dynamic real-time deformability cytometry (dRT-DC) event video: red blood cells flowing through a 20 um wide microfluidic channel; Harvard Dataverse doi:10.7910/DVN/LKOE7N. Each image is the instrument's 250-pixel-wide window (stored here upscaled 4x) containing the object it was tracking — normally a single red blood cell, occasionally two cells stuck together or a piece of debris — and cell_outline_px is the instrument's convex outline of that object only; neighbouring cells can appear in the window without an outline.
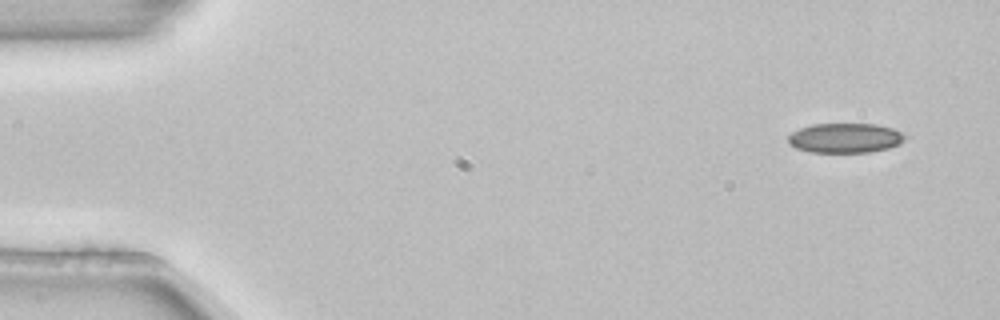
{"species": "common noctule bat (a hibernating species)", "species_latin": "Nyctalus noctula", "temperature_condition": "room temperature", "stored_images_in_passage": 4, "camera_frame_rate_fps": 3000, "um_per_image_px": 0.085, "animal": {"sex": "female", "body_mass_g": 22.7, "forearm_length_mm": 54.2}, "frame": {"image": 1, "passage_image": 1, "time_ms": 0.0, "image_size_px": [1000, 320], "cell_outline_px": [[908, 136], [900, 144], [888, 148], [868, 152], [808, 152], [796, 148], [788, 144], [788, 136], [792, 132], [800, 128], [812, 124], [876, 124], [892, 128]], "centroid_in_image_um": [71.83, 11.73], "position_along_channel_um": 13.2, "area_um2": 20.29}}
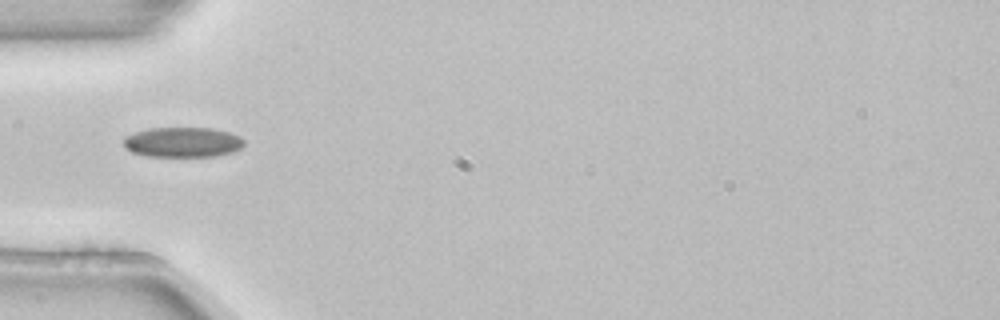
{"frame": {"image": 2, "passage_image": 4, "time_ms": 1.0, "image_size_px": [1000, 320], "cell_outline_px": [[244, 144], [240, 148], [232, 152], [216, 156], [144, 156], [132, 152], [124, 144], [124, 136], [148, 128], [212, 128], [228, 132], [240, 136], [244, 140]], "centroid_in_image_um": [15.53, 12.08], "position_along_channel_um": 69.5, "area_um2": 21.04}}